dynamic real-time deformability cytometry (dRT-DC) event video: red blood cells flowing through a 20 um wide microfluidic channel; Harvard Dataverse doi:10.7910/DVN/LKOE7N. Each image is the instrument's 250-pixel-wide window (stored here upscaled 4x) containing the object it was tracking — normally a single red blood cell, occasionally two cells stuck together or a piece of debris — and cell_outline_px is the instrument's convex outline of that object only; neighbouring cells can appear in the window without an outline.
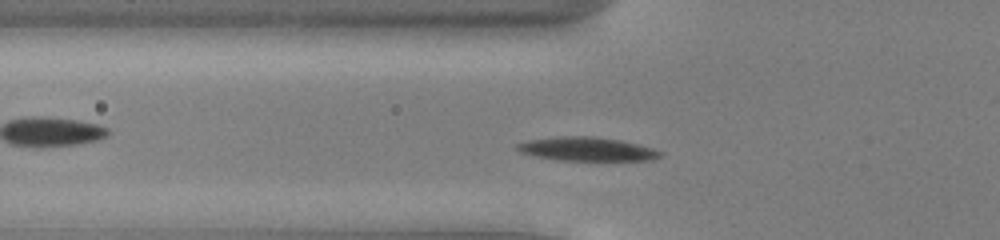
{"species": "common noctule bat (a hibernating species)", "species_latin": "Nyctalus noctula", "temperature_condition": "cold", "stored_images_in_passage": 42, "camera_frame_rate_fps": 3000, "um_per_image_px": 0.085, "animal": {"sex": "male", "body_mass_g": 13.0, "forearm_length_mm": 53.1}, "frame": {"image": 1, "passage_image": 8, "time_ms": 2.333, "image_size_px": [1000, 240], "cell_outline_px": [[660, 156], [652, 160], [556, 160], [532, 156], [520, 152], [516, 148], [516, 144], [528, 140], [556, 136], [592, 136], [620, 140], [652, 148], [660, 152]], "centroid_in_image_um": [49.8, 12.67], "position_along_channel_um": 76.0, "area_um2": 19.71}}
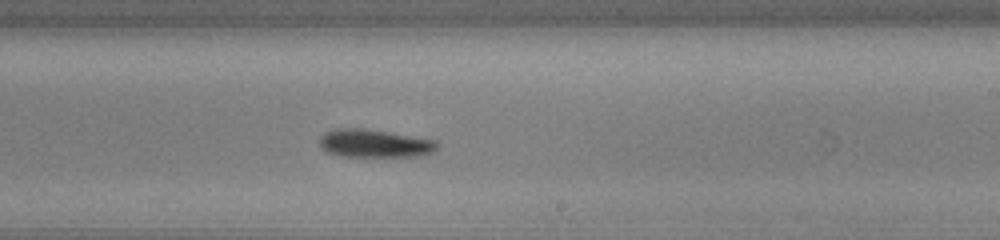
{"frame": {"image": 2, "passage_image": 22, "time_ms": 7.0, "image_size_px": [1000, 240], "cell_outline_px": [[440, 144], [436, 152], [420, 156], [340, 156], [328, 152], [320, 148], [320, 136], [324, 132], [332, 128], [364, 128], [436, 140]], "centroid_in_image_um": [31.84, 12.18], "position_along_channel_um": 257.2, "area_um2": 19.48}}
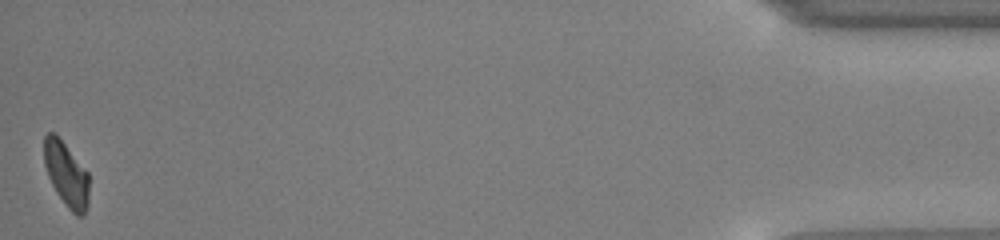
{"frame": {"image": 3, "passage_image": 42, "time_ms": 13.667, "image_size_px": [1000, 240], "cell_outline_px": [[88, 204], [84, 216], [76, 216], [68, 208], [56, 192], [48, 176], [44, 164], [44, 136], [48, 132], [56, 132], [88, 172]], "centroid_in_image_um": [5.63, 14.79], "position_along_channel_um": 429.6, "area_um2": 17.05}, "authors_computed_cell_mechanics": {"area_um2": 18.8717, "velocity_mm_per_s": 3.8942, "shape_relaxation_time_tau1_ms": 2.122, "shape_relaxation_time_tau2_ms": null, "deformation_change_tau1": 0.0938, "deformation_change_tau2": null}}